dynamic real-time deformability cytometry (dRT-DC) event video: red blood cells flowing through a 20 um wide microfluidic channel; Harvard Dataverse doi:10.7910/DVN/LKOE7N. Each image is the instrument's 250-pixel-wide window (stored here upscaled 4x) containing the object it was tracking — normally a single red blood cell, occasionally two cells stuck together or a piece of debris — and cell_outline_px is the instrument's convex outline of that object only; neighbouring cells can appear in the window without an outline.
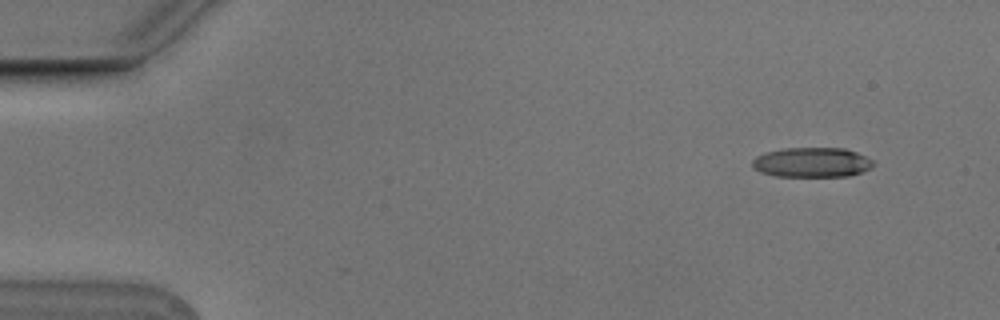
{"species": "Egyptian fruit bat (a non-hibernating species)", "species_latin": "Rousettus aegyptiacus", "temperature_condition": "cold", "stored_images_in_passage": 5, "segment_of_instrument_passage": [1, 2], "camera_frame_rate_fps": 3000, "um_per_image_px": 0.085, "animal": {"sex": "male"}, "frame": {"image": 1, "passage_image": 1, "time_ms": 0.0, "image_size_px": [1000, 320], "cell_outline_px": [[876, 164], [872, 168], [864, 172], [848, 176], [776, 176], [760, 172], [752, 168], [752, 160], [756, 156], [764, 152], [784, 148], [844, 148], [856, 152], [872, 160]], "centroid_in_image_um": [69.01, 13.8], "position_along_channel_um": 16.0, "area_um2": 21.21}}